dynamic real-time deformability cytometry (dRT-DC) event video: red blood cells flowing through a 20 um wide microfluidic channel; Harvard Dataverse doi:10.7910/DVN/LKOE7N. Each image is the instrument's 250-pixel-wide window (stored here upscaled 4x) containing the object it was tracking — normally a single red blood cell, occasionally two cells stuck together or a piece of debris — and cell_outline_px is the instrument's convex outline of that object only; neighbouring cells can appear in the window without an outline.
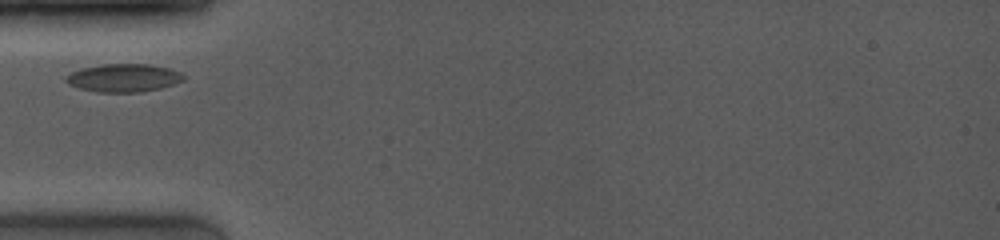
{"species": "common noctule bat (a hibernating species)", "species_latin": "Nyctalus noctula", "temperature_condition": "room temperature", "stored_images_in_passage": 3, "camera_frame_rate_fps": 4000, "um_per_image_px": 0.085, "animal": {"sex": "female", "body_mass_g": 19.0, "forearm_length_mm": 53.3}, "frame": {"image": 1, "passage_image": 2, "time_ms": 0.5, "image_size_px": [1000, 240], "cell_outline_px": [[184, 80], [160, 88], [140, 92], [96, 92], [80, 88], [68, 84], [64, 80], [64, 76], [72, 72], [84, 68], [100, 64], [148, 64], [168, 68], [180, 72], [184, 76]], "centroid_in_image_um": [10.47, 6.62], "position_along_channel_um": 74.5, "area_um2": 19.13}}